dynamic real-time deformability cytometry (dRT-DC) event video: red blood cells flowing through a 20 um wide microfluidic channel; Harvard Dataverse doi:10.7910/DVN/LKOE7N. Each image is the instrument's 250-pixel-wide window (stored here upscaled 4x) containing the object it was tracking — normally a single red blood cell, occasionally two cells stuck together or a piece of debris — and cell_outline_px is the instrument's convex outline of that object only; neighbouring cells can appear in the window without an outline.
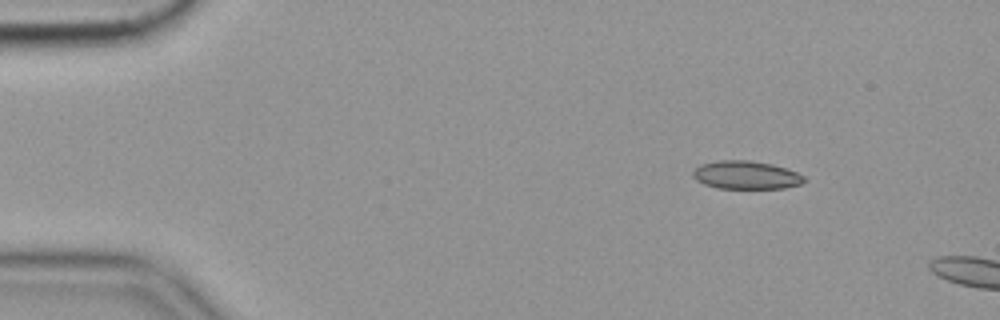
{"species": "common noctule bat (a hibernating species)", "species_latin": "Nyctalus noctula", "temperature_condition": "cold", "stored_images_in_passage": 16, "camera_frame_rate_fps": 3000, "um_per_image_px": 0.085, "animal": {"sex": "female", "body_mass_g": 19.9}, "frame": {"image": 1, "passage_image": 7, "time_ms": 2.0, "image_size_px": [1000, 320], "cell_outline_px": [[808, 180], [800, 184], [784, 188], [716, 188], [704, 184], [696, 180], [692, 176], [692, 172], [700, 164], [716, 160], [752, 160], [772, 164], [788, 168], [804, 176]], "centroid_in_image_um": [63.42, 14.87], "position_along_channel_um": 21.6, "area_um2": 18.5}}